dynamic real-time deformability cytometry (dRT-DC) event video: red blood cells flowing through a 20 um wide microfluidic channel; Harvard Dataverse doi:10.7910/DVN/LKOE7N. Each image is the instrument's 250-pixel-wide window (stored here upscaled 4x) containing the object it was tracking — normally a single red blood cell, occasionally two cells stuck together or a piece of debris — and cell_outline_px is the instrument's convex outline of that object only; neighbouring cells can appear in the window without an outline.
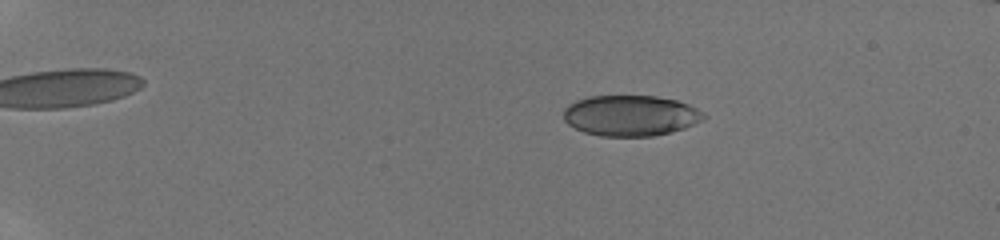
{"species": "human", "species_latin": "Homo sapiens", "temperature_condition": "room temperature", "stored_images_in_passage": 24, "camera_frame_rate_fps": 3000, "um_per_image_px": 0.085, "donor": {"sex": "male"}, "frame": {"image": 1, "passage_image": 12, "time_ms": 3.667, "image_size_px": [1000, 240], "cell_outline_px": [[708, 116], [704, 120], [684, 128], [652, 136], [600, 136], [584, 132], [568, 124], [564, 120], [564, 108], [568, 104], [576, 100], [588, 96], [656, 96], [676, 100], [688, 104], [704, 112]], "centroid_in_image_um": [53.6, 9.82], "position_along_channel_um": 31.4, "area_um2": 33.35}}
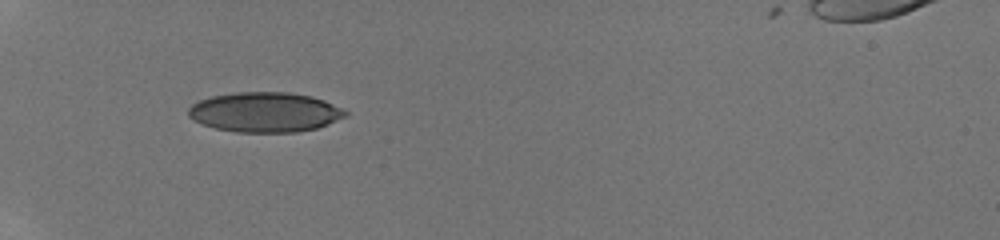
{"frame": {"image": 2, "passage_image": 21, "time_ms": 6.667, "image_size_px": [1000, 240], "cell_outline_px": [[348, 116], [328, 124], [316, 128], [296, 132], [236, 132], [216, 128], [204, 124], [188, 116], [188, 108], [192, 104], [200, 100], [212, 96], [236, 92], [288, 92], [312, 96], [324, 100], [348, 112]], "centroid_in_image_um": [22.54, 9.53], "position_along_channel_um": 62.5, "area_um2": 36.36}}